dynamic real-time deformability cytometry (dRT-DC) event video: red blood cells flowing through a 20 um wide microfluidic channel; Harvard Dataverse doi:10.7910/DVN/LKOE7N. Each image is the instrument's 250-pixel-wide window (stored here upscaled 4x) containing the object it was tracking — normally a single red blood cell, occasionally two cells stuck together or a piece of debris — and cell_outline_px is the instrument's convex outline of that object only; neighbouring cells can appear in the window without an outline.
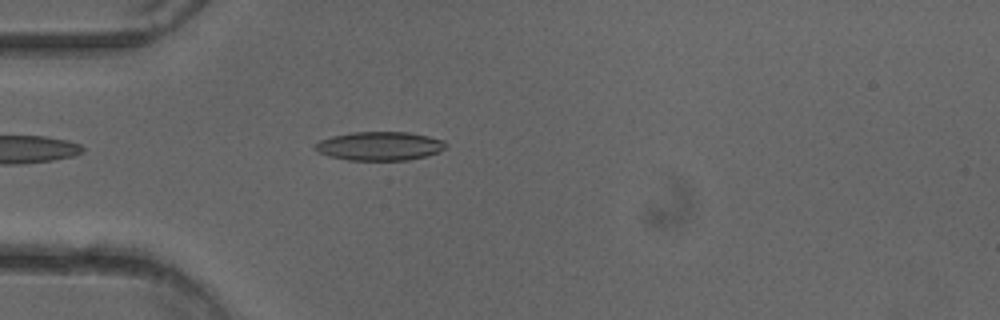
{"species": "common noctule bat (a hibernating species)", "species_latin": "Nyctalus noctula", "temperature_condition": "cold", "stored_images_in_passage": 40, "camera_frame_rate_fps": 3000, "um_per_image_px": 0.085, "animal": {"sex": "female"}, "frame": {"image": 1, "passage_image": 4, "time_ms": 1.0, "image_size_px": [1000, 320], "cell_outline_px": [[448, 144], [440, 152], [428, 156], [408, 160], [348, 160], [328, 156], [312, 148], [312, 144], [320, 140], [332, 136], [352, 132], [408, 132], [428, 136], [444, 140]], "centroid_in_image_um": [32.27, 12.41], "position_along_channel_um": 52.7, "area_um2": 22.14}}
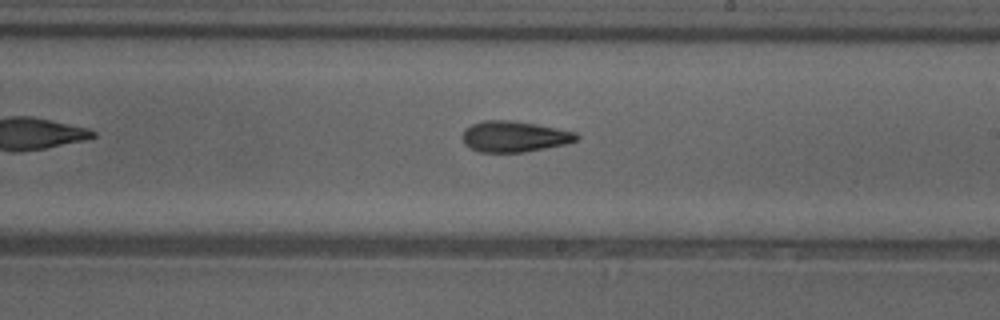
{"frame": {"image": 2, "passage_image": 19, "time_ms": 6.0, "image_size_px": [1000, 320], "cell_outline_px": [[580, 136], [576, 140], [564, 144], [524, 152], [480, 152], [468, 148], [464, 144], [460, 136], [464, 128], [472, 124], [484, 120], [512, 120], [536, 124], [576, 132]], "centroid_in_image_um": [43.64, 11.6], "position_along_channel_um": 245.4, "area_um2": 20.69}}
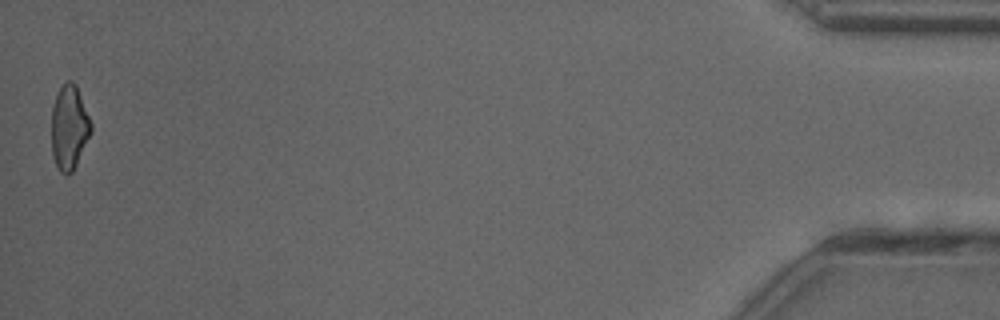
{"frame": {"image": 3, "passage_image": 40, "time_ms": 13.0, "image_size_px": [1000, 320], "cell_outline_px": [[92, 132], [72, 172], [68, 176], [60, 172], [52, 156], [52, 104], [60, 88], [68, 80], [72, 80], [76, 84], [92, 124]], "centroid_in_image_um": [5.89, 10.84], "position_along_channel_um": 429.3, "area_um2": 19.42}, "authors_computed_cell_mechanics": {"area_um2": 20.519, "velocity_mm_per_s": 4.027, "shape_relaxation_time_tau1_ms": 4.254, "shape_relaxation_time_tau2_ms": 6.04, "deformation_change_tau1": 0.1217, "deformation_change_tau2": 0.1588}}